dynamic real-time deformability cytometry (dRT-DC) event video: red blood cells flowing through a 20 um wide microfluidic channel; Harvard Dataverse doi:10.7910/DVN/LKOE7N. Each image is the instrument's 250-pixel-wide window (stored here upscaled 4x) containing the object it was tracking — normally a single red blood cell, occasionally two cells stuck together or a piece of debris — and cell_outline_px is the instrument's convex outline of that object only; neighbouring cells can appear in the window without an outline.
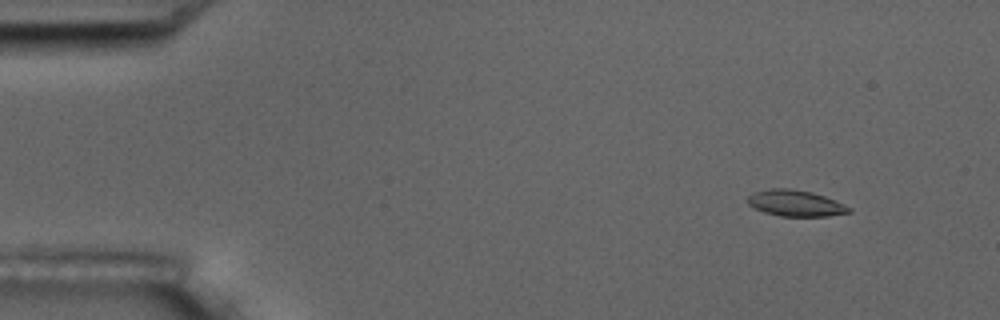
{"species": "common noctule bat (a hibernating species)", "species_latin": "Nyctalus noctula", "temperature_condition": "room temperature", "stored_images_in_passage": 5, "camera_frame_rate_fps": 3000, "um_per_image_px": 0.085, "animal": {"sex": "male", "body_mass_g": 17.5, "forearm_length_mm": 52.3}, "frame": {"image": 1, "passage_image": 2, "time_ms": 1.333, "image_size_px": [1000, 320], "cell_outline_px": [[852, 212], [828, 216], [780, 216], [764, 212], [748, 204], [748, 196], [752, 192], [772, 188], [792, 188], [812, 192], [836, 200], [852, 208]], "centroid_in_image_um": [67.64, 17.26], "position_along_channel_um": 17.4, "area_um2": 15.55}}